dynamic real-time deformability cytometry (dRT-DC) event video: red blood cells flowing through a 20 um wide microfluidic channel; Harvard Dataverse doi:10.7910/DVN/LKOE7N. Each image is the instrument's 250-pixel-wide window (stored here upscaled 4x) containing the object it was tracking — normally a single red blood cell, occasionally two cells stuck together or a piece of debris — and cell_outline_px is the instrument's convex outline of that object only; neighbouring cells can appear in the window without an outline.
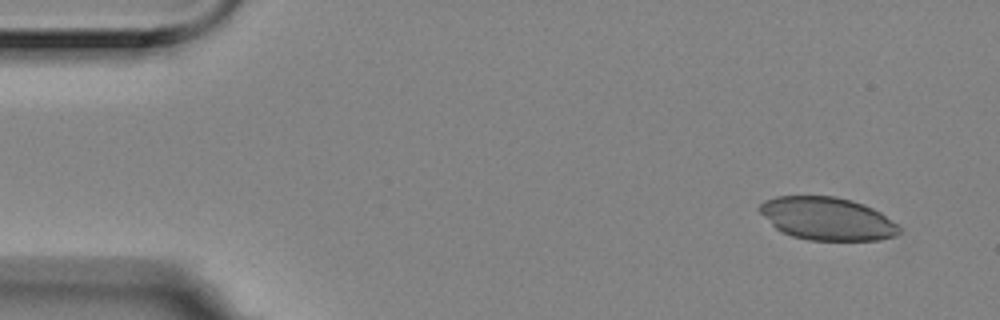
{"species": "Egyptian fruit bat (a non-hibernating species)", "species_latin": "Rousettus aegyptiacus", "temperature_condition": "room temperature", "stored_images_in_passage": 4, "camera_frame_rate_fps": 3000, "um_per_image_px": 0.085, "animal": {"sex": "female"}, "frame": {"image": 1, "passage_image": 1, "time_ms": 0.0, "image_size_px": [1000, 320], "cell_outline_px": [[900, 232], [896, 236], [880, 240], [808, 240], [792, 236], [780, 232], [756, 208], [764, 200], [776, 196], [836, 196], [852, 200], [864, 204], [880, 212], [896, 224], [900, 228]], "centroid_in_image_um": [70.29, 18.58], "position_along_channel_um": 14.7, "area_um2": 34.97}}